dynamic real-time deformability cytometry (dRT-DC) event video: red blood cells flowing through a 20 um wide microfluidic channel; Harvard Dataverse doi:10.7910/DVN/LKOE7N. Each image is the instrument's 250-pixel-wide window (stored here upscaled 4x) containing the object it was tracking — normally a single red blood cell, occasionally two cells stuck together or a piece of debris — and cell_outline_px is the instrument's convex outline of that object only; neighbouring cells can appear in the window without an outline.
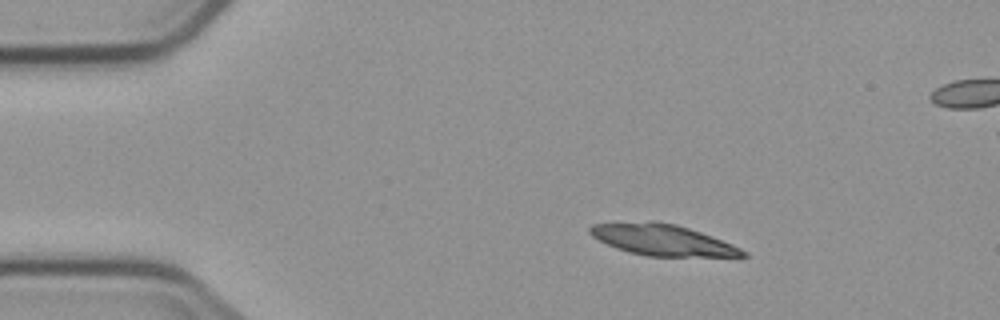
{"species": "common noctule bat (a hibernating species)", "species_latin": "Nyctalus noctula", "temperature_condition": "cold", "stored_images_in_passage": 4, "camera_frame_rate_fps": 3000, "um_per_image_px": 0.085, "animal": {"sex": "male", "body_mass_g": 23.1, "forearm_length_mm": 52.7}, "frame": {"image": 1, "passage_image": 1, "time_ms": 0.0, "image_size_px": [1000, 320], "cell_outline_px": [[748, 256], [644, 256], [628, 252], [616, 248], [592, 236], [588, 232], [588, 228], [592, 224], [648, 220], [656, 220], [676, 224], [712, 236], [732, 244], [748, 252]], "centroid_in_image_um": [56.27, 20.37], "position_along_channel_um": 28.7, "area_um2": 27.8}}